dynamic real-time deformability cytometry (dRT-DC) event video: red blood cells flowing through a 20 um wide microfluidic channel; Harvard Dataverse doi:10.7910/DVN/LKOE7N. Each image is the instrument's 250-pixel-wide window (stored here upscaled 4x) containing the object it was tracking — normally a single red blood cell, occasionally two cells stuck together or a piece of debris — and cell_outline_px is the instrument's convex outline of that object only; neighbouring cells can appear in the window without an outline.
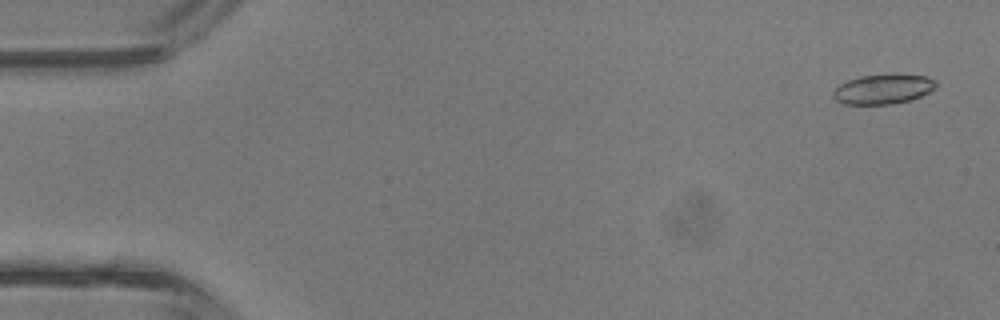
{"species": "common noctule bat (a hibernating species)", "species_latin": "Nyctalus noctula", "temperature_condition": "room temperature", "stored_images_in_passage": 41, "camera_frame_rate_fps": 3000, "um_per_image_px": 0.085, "animal": {"sex": "male", "body_mass_g": 13.3}, "frame": {"image": 1, "passage_image": 2, "time_ms": 0.333, "image_size_px": [1000, 320], "cell_outline_px": [[936, 88], [912, 100], [892, 104], [844, 104], [836, 100], [832, 96], [832, 92], [840, 84], [848, 80], [860, 76], [924, 76], [936, 80]], "centroid_in_image_um": [75.04, 7.61], "position_along_channel_um": 10.0, "area_um2": 17.34}}
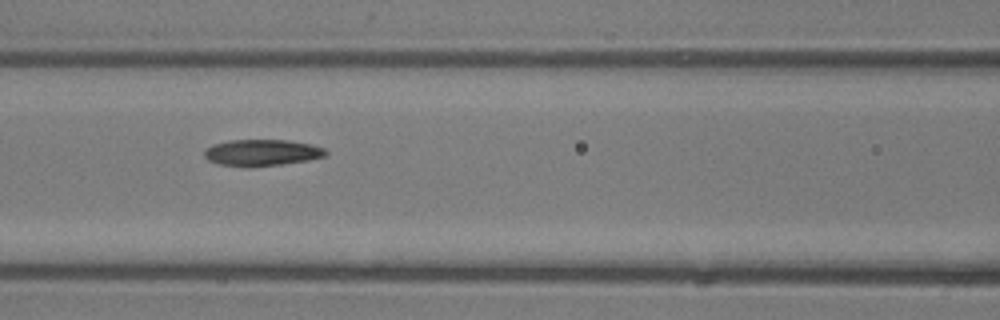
{"frame": {"image": 2, "passage_image": 18, "time_ms": 5.667, "image_size_px": [1000, 320], "cell_outline_px": [[328, 152], [324, 156], [308, 160], [280, 164], [248, 168], [244, 168], [216, 164], [208, 160], [204, 156], [204, 148], [212, 144], [228, 140], [288, 140], [312, 144], [324, 148]], "centroid_in_image_um": [22.19, 12.98], "position_along_channel_um": 144.4, "area_um2": 19.07}}
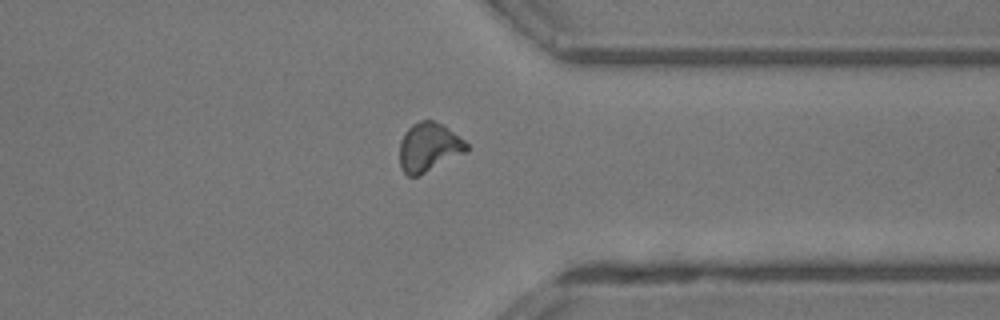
{"frame": {"image": 3, "passage_image": 32, "time_ms": 10.333, "image_size_px": [1000, 320], "cell_outline_px": [[468, 152], [416, 176], [408, 176], [400, 168], [400, 140], [404, 132], [412, 124], [420, 120], [432, 120], [444, 124], [464, 140], [468, 144]], "centroid_in_image_um": [36.45, 12.49], "position_along_channel_um": 374.9, "area_um2": 19.19}}